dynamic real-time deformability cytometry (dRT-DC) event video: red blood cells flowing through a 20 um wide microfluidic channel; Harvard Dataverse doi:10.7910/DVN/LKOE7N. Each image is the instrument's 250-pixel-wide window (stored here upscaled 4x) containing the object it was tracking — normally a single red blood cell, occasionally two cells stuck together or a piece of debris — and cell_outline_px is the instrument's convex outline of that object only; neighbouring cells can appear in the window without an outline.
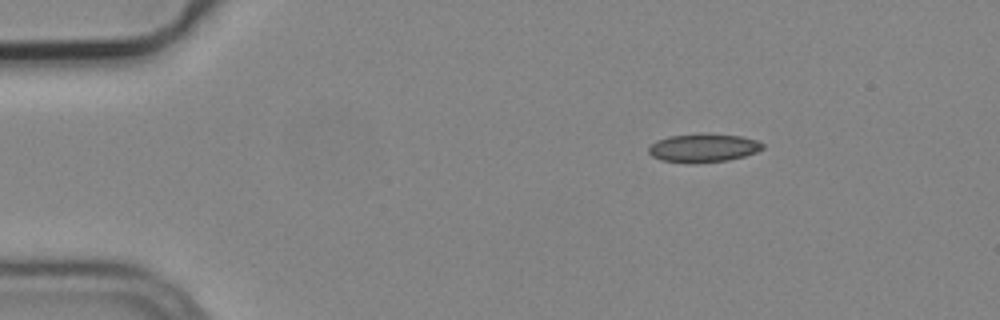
{"species": "common noctule bat (a hibernating species)", "species_latin": "Nyctalus noctula", "temperature_condition": "cold", "stored_images_in_passage": 4, "camera_frame_rate_fps": 3000, "um_per_image_px": 0.085, "animal": {"sex": "male", "body_mass_g": 19.2, "forearm_length_mm": 51.8}, "frame": {"image": 1, "passage_image": 1, "time_ms": 0.0, "image_size_px": [1000, 320], "cell_outline_px": [[764, 148], [756, 152], [744, 156], [728, 160], [692, 164], [660, 160], [652, 156], [648, 152], [648, 148], [656, 140], [668, 136], [704, 132], [708, 132], [740, 136], [756, 140], [764, 144]], "centroid_in_image_um": [59.76, 12.56], "position_along_channel_um": 25.2, "area_um2": 19.36}}
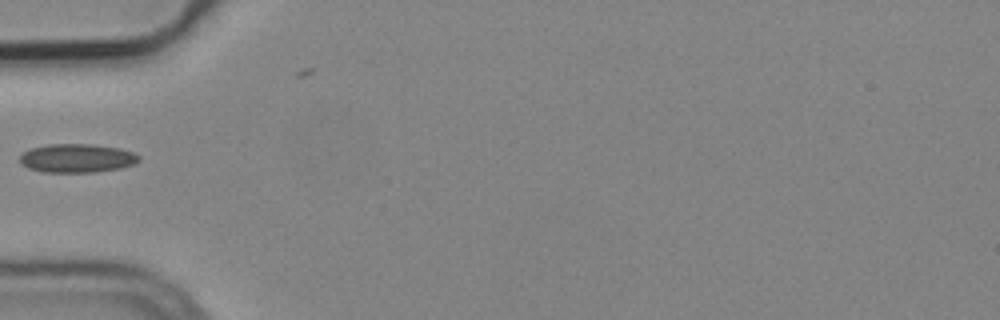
{"frame": {"image": 2, "passage_image": 4, "time_ms": 1.0, "image_size_px": [1000, 320], "cell_outline_px": [[140, 160], [136, 164], [120, 168], [96, 172], [44, 172], [28, 168], [20, 164], [20, 156], [24, 152], [32, 148], [48, 144], [92, 144], [120, 148], [132, 152], [140, 156]], "centroid_in_image_um": [6.56, 13.45], "position_along_channel_um": 78.4, "area_um2": 20.0}}